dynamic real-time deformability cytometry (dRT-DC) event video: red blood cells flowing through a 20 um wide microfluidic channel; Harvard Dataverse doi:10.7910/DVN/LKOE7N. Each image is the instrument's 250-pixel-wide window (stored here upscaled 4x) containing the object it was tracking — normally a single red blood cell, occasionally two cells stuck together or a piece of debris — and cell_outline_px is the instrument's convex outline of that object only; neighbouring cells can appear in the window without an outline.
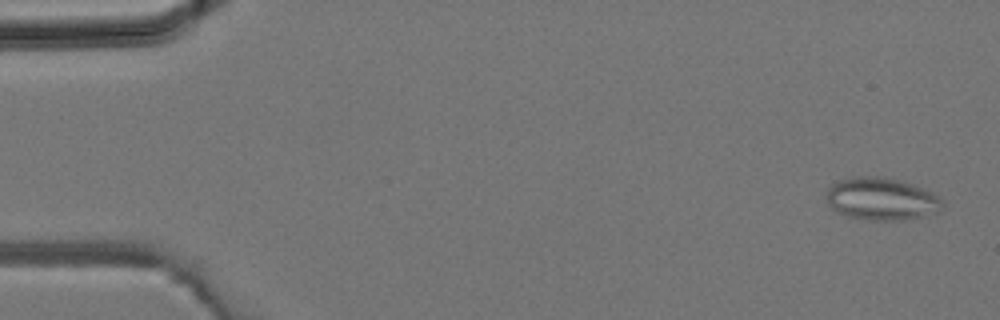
{"species": "common noctule bat (a hibernating species)", "species_latin": "Nyctalus noctula", "temperature_condition": "room temperature", "stored_images_in_passage": 4, "camera_frame_rate_fps": 3000, "um_per_image_px": 0.085, "animal": {"sex": "male", "body_mass_g": 19.2, "forearm_length_mm": 51.8}, "frame": {"image": 1, "passage_image": 1, "time_ms": 0.0, "image_size_px": [1000, 320], "cell_outline_px": [[944, 204], [940, 212], [924, 216], [904, 220], [868, 220], [848, 216], [836, 212], [828, 204], [828, 188], [832, 184], [840, 180], [856, 176], [880, 176], [900, 180], [912, 184], [932, 192], [944, 200]], "centroid_in_image_um": [74.97, 16.91], "position_along_channel_um": 10.0, "area_um2": 28.9}}